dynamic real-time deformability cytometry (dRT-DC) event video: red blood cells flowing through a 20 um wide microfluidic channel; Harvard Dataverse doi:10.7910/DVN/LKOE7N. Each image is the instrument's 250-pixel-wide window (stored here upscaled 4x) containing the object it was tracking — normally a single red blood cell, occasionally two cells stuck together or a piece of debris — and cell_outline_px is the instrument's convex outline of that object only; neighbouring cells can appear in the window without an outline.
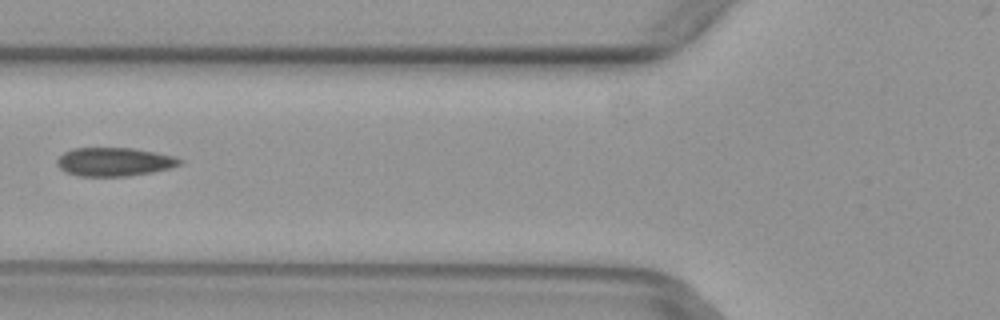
{"species": "common noctule bat (a hibernating species)", "species_latin": "Nyctalus noctula", "temperature_condition": "warm", "stored_images_in_passage": 2, "camera_frame_rate_fps": 3000, "um_per_image_px": 0.085, "animal": {"sex": "female", "body_mass_g": 29.2, "forearm_length_mm": 56.3}, "frame": {"image": 1, "passage_image": 2, "time_ms": 0.333, "image_size_px": [1000, 320], "cell_outline_px": [[180, 164], [168, 168], [152, 172], [128, 176], [76, 176], [64, 172], [56, 164], [56, 160], [64, 152], [72, 148], [132, 148], [156, 152], [172, 156], [180, 160]], "centroid_in_image_um": [9.63, 13.76], "position_along_channel_um": 116.2, "area_um2": 20.35}}